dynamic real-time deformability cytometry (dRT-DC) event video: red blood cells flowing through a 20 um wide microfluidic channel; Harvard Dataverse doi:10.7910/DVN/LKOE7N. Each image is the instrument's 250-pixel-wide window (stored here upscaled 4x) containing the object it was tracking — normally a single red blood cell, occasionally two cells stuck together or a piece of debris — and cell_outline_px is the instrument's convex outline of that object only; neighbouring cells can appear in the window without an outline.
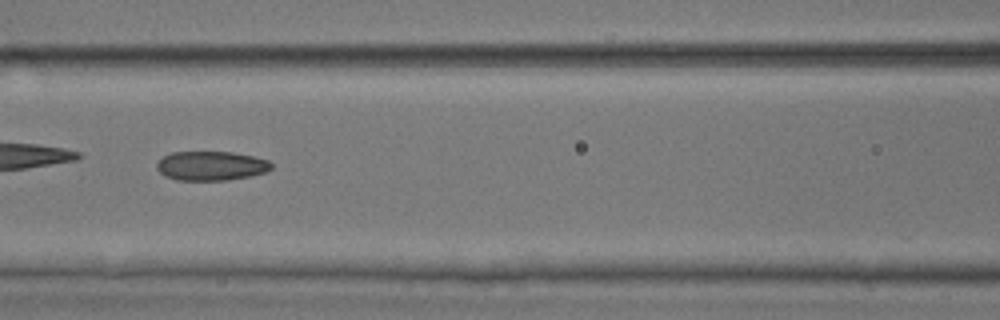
{"species": "common noctule bat (a hibernating species)", "species_latin": "Nyctalus noctula", "temperature_condition": "room temperature", "stored_images_in_passage": 50, "camera_frame_rate_fps": 3000, "um_per_image_px": 0.085, "animal": {"sex": "male", "body_mass_g": 17.9, "forearm_length_mm": 54.2}, "frame": {"image": 1, "passage_image": 22, "time_ms": 7.0, "image_size_px": [1000, 320], "cell_outline_px": [[272, 168], [264, 172], [252, 176], [228, 180], [176, 180], [164, 176], [156, 168], [156, 164], [164, 156], [172, 152], [232, 152], [252, 156], [268, 160], [272, 164]], "centroid_in_image_um": [17.93, 14.1], "position_along_channel_um": 148.7, "area_um2": 19.54}}
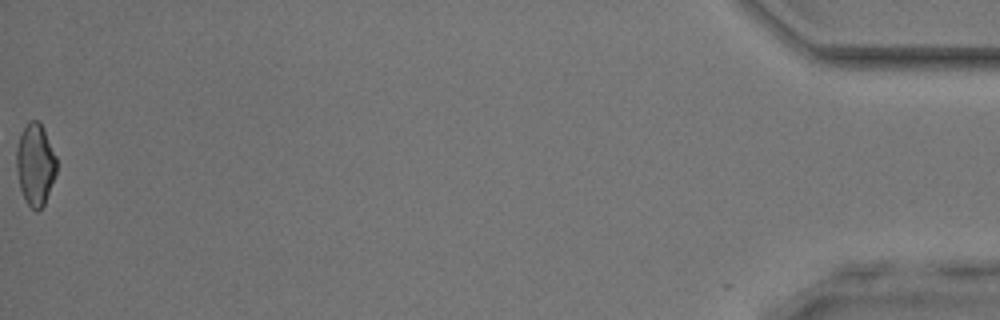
{"frame": {"image": 2, "passage_image": 50, "time_ms": 16.333, "image_size_px": [1000, 320], "cell_outline_px": [[56, 172], [44, 204], [36, 212], [28, 204], [20, 188], [16, 168], [16, 148], [20, 136], [28, 120], [36, 120], [40, 124], [56, 156]], "centroid_in_image_um": [2.98, 13.98], "position_along_channel_um": 432.2, "area_um2": 18.67}, "authors_computed_cell_mechanics": {"area_um2": 20.1433, "velocity_mm_per_s": 4.0971, "shape_relaxation_time_tau1_ms": null, "shape_relaxation_time_tau2_ms": 2.9327, "deformation_change_tau1": null, "deformation_change_tau2": 0.0942}}